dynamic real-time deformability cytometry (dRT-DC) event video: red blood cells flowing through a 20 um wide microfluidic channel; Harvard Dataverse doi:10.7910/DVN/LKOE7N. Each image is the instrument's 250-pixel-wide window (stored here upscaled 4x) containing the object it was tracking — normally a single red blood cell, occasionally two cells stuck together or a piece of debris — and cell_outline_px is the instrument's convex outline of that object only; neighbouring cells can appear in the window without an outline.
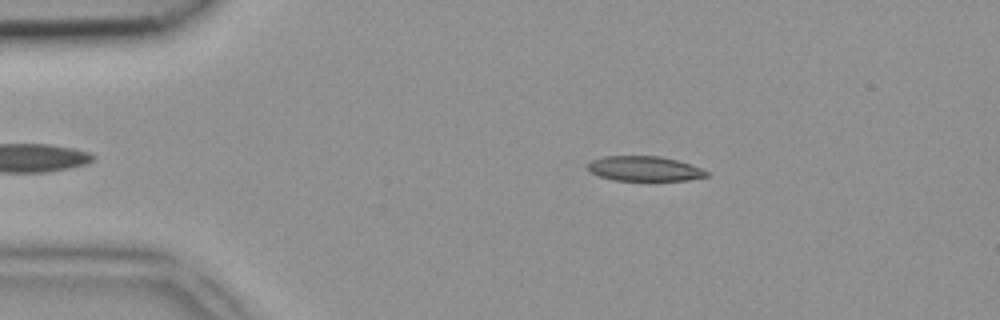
{"species": "common noctule bat (a hibernating species)", "species_latin": "Nyctalus noctula", "temperature_condition": "room temperature", "stored_images_in_passage": 3, "camera_frame_rate_fps": 3000, "um_per_image_px": 0.085, "animal": {"sex": "female", "body_mass_g": 18.4}, "frame": {"image": 1, "passage_image": 1, "time_ms": 0.0, "image_size_px": [1000, 320], "cell_outline_px": [[708, 176], [688, 180], [612, 180], [600, 176], [592, 172], [588, 168], [588, 164], [592, 160], [604, 156], [660, 156], [676, 160], [700, 168], [708, 172]], "centroid_in_image_um": [54.77, 14.33], "position_along_channel_um": 30.2, "area_um2": 16.94}}
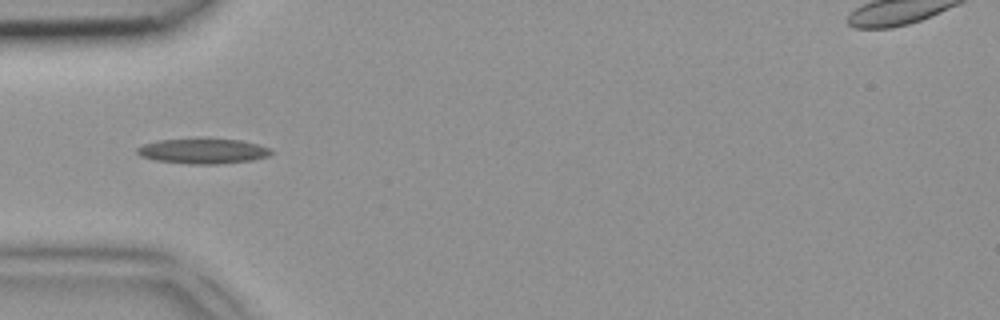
{"frame": {"image": 2, "passage_image": 3, "time_ms": 0.667, "image_size_px": [1000, 320], "cell_outline_px": [[272, 152], [268, 156], [252, 160], [216, 164], [188, 164], [156, 160], [140, 156], [136, 152], [136, 148], [144, 144], [156, 140], [200, 136], [240, 140], [272, 148]], "centroid_in_image_um": [17.22, 12.8], "position_along_channel_um": 67.8, "area_um2": 20.4}}